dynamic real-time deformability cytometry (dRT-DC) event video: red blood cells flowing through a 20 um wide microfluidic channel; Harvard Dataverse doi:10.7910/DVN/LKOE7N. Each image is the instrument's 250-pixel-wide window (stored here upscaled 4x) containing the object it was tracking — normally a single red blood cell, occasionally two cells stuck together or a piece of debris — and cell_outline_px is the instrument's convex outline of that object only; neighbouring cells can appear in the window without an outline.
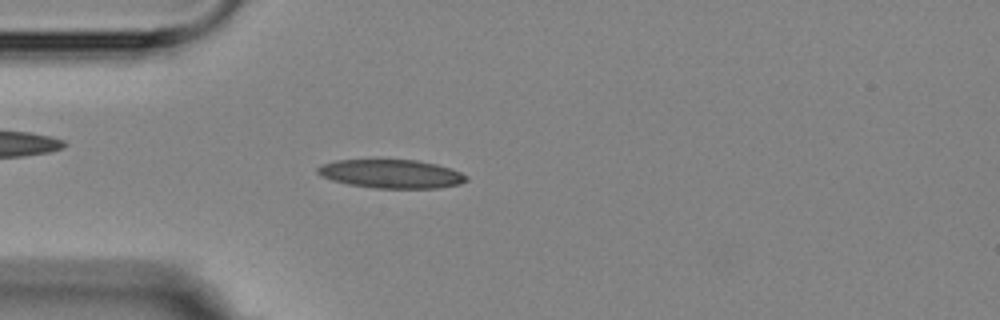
{"species": "Egyptian fruit bat (a non-hibernating species)", "species_latin": "Rousettus aegyptiacus", "temperature_condition": "room temperature", "stored_images_in_passage": 1, "camera_frame_rate_fps": 3000, "um_per_image_px": 0.085, "animal": {"sex": "female"}, "frame": {"image": 1, "passage_image": 1, "time_ms": 0.0, "image_size_px": [1000, 320], "cell_outline_px": [[468, 180], [460, 184], [436, 188], [372, 188], [348, 184], [332, 180], [320, 176], [316, 172], [316, 168], [320, 164], [336, 160], [416, 160], [436, 164], [460, 172], [468, 176]], "centroid_in_image_um": [33.22, 14.78], "position_along_channel_um": 51.8, "area_um2": 24.85}}